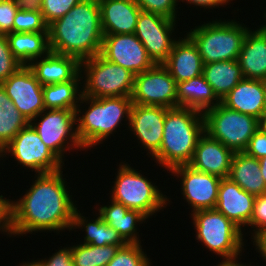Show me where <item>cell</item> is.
<instances>
[{
  "mask_svg": "<svg viewBox=\"0 0 266 266\" xmlns=\"http://www.w3.org/2000/svg\"><path fill=\"white\" fill-rule=\"evenodd\" d=\"M61 169L53 173L35 174V179L20 199L10 200L13 237L36 235V232H69L73 213L78 206L70 193L71 187ZM68 185V186H67Z\"/></svg>",
  "mask_w": 266,
  "mask_h": 266,
  "instance_id": "obj_1",
  "label": "cell"
},
{
  "mask_svg": "<svg viewBox=\"0 0 266 266\" xmlns=\"http://www.w3.org/2000/svg\"><path fill=\"white\" fill-rule=\"evenodd\" d=\"M50 51L80 62L100 54L103 42L98 0H81L48 26Z\"/></svg>",
  "mask_w": 266,
  "mask_h": 266,
  "instance_id": "obj_2",
  "label": "cell"
},
{
  "mask_svg": "<svg viewBox=\"0 0 266 266\" xmlns=\"http://www.w3.org/2000/svg\"><path fill=\"white\" fill-rule=\"evenodd\" d=\"M205 133L202 112L186 107L167 108L160 149L151 157L163 171L188 165L199 138Z\"/></svg>",
  "mask_w": 266,
  "mask_h": 266,
  "instance_id": "obj_3",
  "label": "cell"
},
{
  "mask_svg": "<svg viewBox=\"0 0 266 266\" xmlns=\"http://www.w3.org/2000/svg\"><path fill=\"white\" fill-rule=\"evenodd\" d=\"M132 104L131 97L92 98L82 95L75 112L77 136L84 149L88 151L104 144L122 125H127L128 130Z\"/></svg>",
  "mask_w": 266,
  "mask_h": 266,
  "instance_id": "obj_4",
  "label": "cell"
},
{
  "mask_svg": "<svg viewBox=\"0 0 266 266\" xmlns=\"http://www.w3.org/2000/svg\"><path fill=\"white\" fill-rule=\"evenodd\" d=\"M236 19L210 20L186 31L197 46L204 64L238 60L245 34L250 29Z\"/></svg>",
  "mask_w": 266,
  "mask_h": 266,
  "instance_id": "obj_5",
  "label": "cell"
},
{
  "mask_svg": "<svg viewBox=\"0 0 266 266\" xmlns=\"http://www.w3.org/2000/svg\"><path fill=\"white\" fill-rule=\"evenodd\" d=\"M125 162L121 160L117 168L116 178L112 182L114 185L111 186V193H108L109 199L123 204L128 209L139 210L148 218L171 205L169 196L161 192L152 179L142 175V170L136 171L138 169Z\"/></svg>",
  "mask_w": 266,
  "mask_h": 266,
  "instance_id": "obj_6",
  "label": "cell"
},
{
  "mask_svg": "<svg viewBox=\"0 0 266 266\" xmlns=\"http://www.w3.org/2000/svg\"><path fill=\"white\" fill-rule=\"evenodd\" d=\"M196 242L223 260L242 257L246 247L244 234L238 226L216 209L197 210L192 213Z\"/></svg>",
  "mask_w": 266,
  "mask_h": 266,
  "instance_id": "obj_7",
  "label": "cell"
},
{
  "mask_svg": "<svg viewBox=\"0 0 266 266\" xmlns=\"http://www.w3.org/2000/svg\"><path fill=\"white\" fill-rule=\"evenodd\" d=\"M80 74L83 96L92 98L132 96L135 74L108 61L101 54L81 61Z\"/></svg>",
  "mask_w": 266,
  "mask_h": 266,
  "instance_id": "obj_8",
  "label": "cell"
},
{
  "mask_svg": "<svg viewBox=\"0 0 266 266\" xmlns=\"http://www.w3.org/2000/svg\"><path fill=\"white\" fill-rule=\"evenodd\" d=\"M205 132L235 152H243L258 130V120L249 114L231 110L221 102L204 113Z\"/></svg>",
  "mask_w": 266,
  "mask_h": 266,
  "instance_id": "obj_9",
  "label": "cell"
},
{
  "mask_svg": "<svg viewBox=\"0 0 266 266\" xmlns=\"http://www.w3.org/2000/svg\"><path fill=\"white\" fill-rule=\"evenodd\" d=\"M30 124L63 162L67 151L70 154L72 150H85L77 136L75 110L45 109Z\"/></svg>",
  "mask_w": 266,
  "mask_h": 266,
  "instance_id": "obj_10",
  "label": "cell"
},
{
  "mask_svg": "<svg viewBox=\"0 0 266 266\" xmlns=\"http://www.w3.org/2000/svg\"><path fill=\"white\" fill-rule=\"evenodd\" d=\"M4 155L6 159L12 156L18 165L34 171L35 174L57 172L65 166L64 162L45 145L30 123L4 147Z\"/></svg>",
  "mask_w": 266,
  "mask_h": 266,
  "instance_id": "obj_11",
  "label": "cell"
},
{
  "mask_svg": "<svg viewBox=\"0 0 266 266\" xmlns=\"http://www.w3.org/2000/svg\"><path fill=\"white\" fill-rule=\"evenodd\" d=\"M177 22L159 14L140 12L134 34L141 41L154 64H163L172 51L174 43L180 38V36L174 37Z\"/></svg>",
  "mask_w": 266,
  "mask_h": 266,
  "instance_id": "obj_12",
  "label": "cell"
},
{
  "mask_svg": "<svg viewBox=\"0 0 266 266\" xmlns=\"http://www.w3.org/2000/svg\"><path fill=\"white\" fill-rule=\"evenodd\" d=\"M177 83L162 64L135 75L133 104L144 106L177 107Z\"/></svg>",
  "mask_w": 266,
  "mask_h": 266,
  "instance_id": "obj_13",
  "label": "cell"
},
{
  "mask_svg": "<svg viewBox=\"0 0 266 266\" xmlns=\"http://www.w3.org/2000/svg\"><path fill=\"white\" fill-rule=\"evenodd\" d=\"M170 175L179 178L183 199L191 209H215L218 200V188L222 178L195 170L189 165H180L172 168Z\"/></svg>",
  "mask_w": 266,
  "mask_h": 266,
  "instance_id": "obj_14",
  "label": "cell"
},
{
  "mask_svg": "<svg viewBox=\"0 0 266 266\" xmlns=\"http://www.w3.org/2000/svg\"><path fill=\"white\" fill-rule=\"evenodd\" d=\"M100 54L108 61L128 69L135 75L155 65L135 34L103 35Z\"/></svg>",
  "mask_w": 266,
  "mask_h": 266,
  "instance_id": "obj_15",
  "label": "cell"
},
{
  "mask_svg": "<svg viewBox=\"0 0 266 266\" xmlns=\"http://www.w3.org/2000/svg\"><path fill=\"white\" fill-rule=\"evenodd\" d=\"M1 85L19 112L29 121L45 110L43 86L28 66L23 65Z\"/></svg>",
  "mask_w": 266,
  "mask_h": 266,
  "instance_id": "obj_16",
  "label": "cell"
},
{
  "mask_svg": "<svg viewBox=\"0 0 266 266\" xmlns=\"http://www.w3.org/2000/svg\"><path fill=\"white\" fill-rule=\"evenodd\" d=\"M166 112L167 108L162 106L132 104L128 131L148 151L149 158L160 149Z\"/></svg>",
  "mask_w": 266,
  "mask_h": 266,
  "instance_id": "obj_17",
  "label": "cell"
},
{
  "mask_svg": "<svg viewBox=\"0 0 266 266\" xmlns=\"http://www.w3.org/2000/svg\"><path fill=\"white\" fill-rule=\"evenodd\" d=\"M255 197L230 178H222L215 209L243 231L252 217Z\"/></svg>",
  "mask_w": 266,
  "mask_h": 266,
  "instance_id": "obj_18",
  "label": "cell"
},
{
  "mask_svg": "<svg viewBox=\"0 0 266 266\" xmlns=\"http://www.w3.org/2000/svg\"><path fill=\"white\" fill-rule=\"evenodd\" d=\"M234 152L206 132L199 138L193 158L188 164L195 170L227 178Z\"/></svg>",
  "mask_w": 266,
  "mask_h": 266,
  "instance_id": "obj_19",
  "label": "cell"
},
{
  "mask_svg": "<svg viewBox=\"0 0 266 266\" xmlns=\"http://www.w3.org/2000/svg\"><path fill=\"white\" fill-rule=\"evenodd\" d=\"M103 35L134 34L142 11L134 0H98Z\"/></svg>",
  "mask_w": 266,
  "mask_h": 266,
  "instance_id": "obj_20",
  "label": "cell"
},
{
  "mask_svg": "<svg viewBox=\"0 0 266 266\" xmlns=\"http://www.w3.org/2000/svg\"><path fill=\"white\" fill-rule=\"evenodd\" d=\"M162 65L176 83L202 75L204 67L197 46L186 34L174 43L172 51Z\"/></svg>",
  "mask_w": 266,
  "mask_h": 266,
  "instance_id": "obj_21",
  "label": "cell"
},
{
  "mask_svg": "<svg viewBox=\"0 0 266 266\" xmlns=\"http://www.w3.org/2000/svg\"><path fill=\"white\" fill-rule=\"evenodd\" d=\"M81 62L72 56L49 51L33 60L28 67L42 86L73 80L80 73Z\"/></svg>",
  "mask_w": 266,
  "mask_h": 266,
  "instance_id": "obj_22",
  "label": "cell"
},
{
  "mask_svg": "<svg viewBox=\"0 0 266 266\" xmlns=\"http://www.w3.org/2000/svg\"><path fill=\"white\" fill-rule=\"evenodd\" d=\"M96 204V211L110 227H113L125 243H141L139 230L149 218L139 210L128 209L123 204L110 199L108 205ZM139 225V226H138Z\"/></svg>",
  "mask_w": 266,
  "mask_h": 266,
  "instance_id": "obj_23",
  "label": "cell"
},
{
  "mask_svg": "<svg viewBox=\"0 0 266 266\" xmlns=\"http://www.w3.org/2000/svg\"><path fill=\"white\" fill-rule=\"evenodd\" d=\"M238 63L244 78L266 80V35L259 26L245 34Z\"/></svg>",
  "mask_w": 266,
  "mask_h": 266,
  "instance_id": "obj_24",
  "label": "cell"
},
{
  "mask_svg": "<svg viewBox=\"0 0 266 266\" xmlns=\"http://www.w3.org/2000/svg\"><path fill=\"white\" fill-rule=\"evenodd\" d=\"M227 108L259 119L264 113V81L243 78L222 100Z\"/></svg>",
  "mask_w": 266,
  "mask_h": 266,
  "instance_id": "obj_25",
  "label": "cell"
},
{
  "mask_svg": "<svg viewBox=\"0 0 266 266\" xmlns=\"http://www.w3.org/2000/svg\"><path fill=\"white\" fill-rule=\"evenodd\" d=\"M228 178L254 196L266 194V184L261 176L259 159L244 151L234 153Z\"/></svg>",
  "mask_w": 266,
  "mask_h": 266,
  "instance_id": "obj_26",
  "label": "cell"
},
{
  "mask_svg": "<svg viewBox=\"0 0 266 266\" xmlns=\"http://www.w3.org/2000/svg\"><path fill=\"white\" fill-rule=\"evenodd\" d=\"M176 97L177 107L192 108L202 113L221 102L203 75L177 83Z\"/></svg>",
  "mask_w": 266,
  "mask_h": 266,
  "instance_id": "obj_27",
  "label": "cell"
},
{
  "mask_svg": "<svg viewBox=\"0 0 266 266\" xmlns=\"http://www.w3.org/2000/svg\"><path fill=\"white\" fill-rule=\"evenodd\" d=\"M94 212L97 214H95L96 218L93 217L94 219H90L89 216L85 217L83 213H80L78 207L73 213V223L70 232L74 229L75 232L76 229H83L82 231H85L84 239H81L80 243L94 246L125 245L126 243L119 236L118 232L104 222L97 211L92 213Z\"/></svg>",
  "mask_w": 266,
  "mask_h": 266,
  "instance_id": "obj_28",
  "label": "cell"
},
{
  "mask_svg": "<svg viewBox=\"0 0 266 266\" xmlns=\"http://www.w3.org/2000/svg\"><path fill=\"white\" fill-rule=\"evenodd\" d=\"M6 36L11 52L22 65L28 66L50 51L48 32H10Z\"/></svg>",
  "mask_w": 266,
  "mask_h": 266,
  "instance_id": "obj_29",
  "label": "cell"
},
{
  "mask_svg": "<svg viewBox=\"0 0 266 266\" xmlns=\"http://www.w3.org/2000/svg\"><path fill=\"white\" fill-rule=\"evenodd\" d=\"M202 75L220 101L244 78L238 60L204 64Z\"/></svg>",
  "mask_w": 266,
  "mask_h": 266,
  "instance_id": "obj_30",
  "label": "cell"
},
{
  "mask_svg": "<svg viewBox=\"0 0 266 266\" xmlns=\"http://www.w3.org/2000/svg\"><path fill=\"white\" fill-rule=\"evenodd\" d=\"M82 78L79 73L73 80L43 86L45 109L75 110L82 97Z\"/></svg>",
  "mask_w": 266,
  "mask_h": 266,
  "instance_id": "obj_31",
  "label": "cell"
},
{
  "mask_svg": "<svg viewBox=\"0 0 266 266\" xmlns=\"http://www.w3.org/2000/svg\"><path fill=\"white\" fill-rule=\"evenodd\" d=\"M30 121L22 115L0 84V144L5 147Z\"/></svg>",
  "mask_w": 266,
  "mask_h": 266,
  "instance_id": "obj_32",
  "label": "cell"
},
{
  "mask_svg": "<svg viewBox=\"0 0 266 266\" xmlns=\"http://www.w3.org/2000/svg\"><path fill=\"white\" fill-rule=\"evenodd\" d=\"M124 245L94 246L77 243L71 245L74 266H106Z\"/></svg>",
  "mask_w": 266,
  "mask_h": 266,
  "instance_id": "obj_33",
  "label": "cell"
},
{
  "mask_svg": "<svg viewBox=\"0 0 266 266\" xmlns=\"http://www.w3.org/2000/svg\"><path fill=\"white\" fill-rule=\"evenodd\" d=\"M142 243H126L106 266H151L149 255L144 252Z\"/></svg>",
  "mask_w": 266,
  "mask_h": 266,
  "instance_id": "obj_34",
  "label": "cell"
},
{
  "mask_svg": "<svg viewBox=\"0 0 266 266\" xmlns=\"http://www.w3.org/2000/svg\"><path fill=\"white\" fill-rule=\"evenodd\" d=\"M13 32H48V25L41 12L17 10Z\"/></svg>",
  "mask_w": 266,
  "mask_h": 266,
  "instance_id": "obj_35",
  "label": "cell"
},
{
  "mask_svg": "<svg viewBox=\"0 0 266 266\" xmlns=\"http://www.w3.org/2000/svg\"><path fill=\"white\" fill-rule=\"evenodd\" d=\"M22 66L11 52L6 34H0V84L16 73Z\"/></svg>",
  "mask_w": 266,
  "mask_h": 266,
  "instance_id": "obj_36",
  "label": "cell"
},
{
  "mask_svg": "<svg viewBox=\"0 0 266 266\" xmlns=\"http://www.w3.org/2000/svg\"><path fill=\"white\" fill-rule=\"evenodd\" d=\"M142 11L159 14L172 20H177L179 13L177 0H134Z\"/></svg>",
  "mask_w": 266,
  "mask_h": 266,
  "instance_id": "obj_37",
  "label": "cell"
},
{
  "mask_svg": "<svg viewBox=\"0 0 266 266\" xmlns=\"http://www.w3.org/2000/svg\"><path fill=\"white\" fill-rule=\"evenodd\" d=\"M81 0H43L41 13L49 26L55 20L67 14Z\"/></svg>",
  "mask_w": 266,
  "mask_h": 266,
  "instance_id": "obj_38",
  "label": "cell"
},
{
  "mask_svg": "<svg viewBox=\"0 0 266 266\" xmlns=\"http://www.w3.org/2000/svg\"><path fill=\"white\" fill-rule=\"evenodd\" d=\"M248 227L253 228L252 231H249L252 234L251 239L260 232L266 231V194L255 197L253 214Z\"/></svg>",
  "mask_w": 266,
  "mask_h": 266,
  "instance_id": "obj_39",
  "label": "cell"
},
{
  "mask_svg": "<svg viewBox=\"0 0 266 266\" xmlns=\"http://www.w3.org/2000/svg\"><path fill=\"white\" fill-rule=\"evenodd\" d=\"M18 9L16 0H0V34L13 32V21Z\"/></svg>",
  "mask_w": 266,
  "mask_h": 266,
  "instance_id": "obj_40",
  "label": "cell"
},
{
  "mask_svg": "<svg viewBox=\"0 0 266 266\" xmlns=\"http://www.w3.org/2000/svg\"><path fill=\"white\" fill-rule=\"evenodd\" d=\"M59 250H55V253H52L51 256L47 258H40L39 260H35L39 266H74L72 260V251L71 246L67 245L62 248L60 246Z\"/></svg>",
  "mask_w": 266,
  "mask_h": 266,
  "instance_id": "obj_41",
  "label": "cell"
},
{
  "mask_svg": "<svg viewBox=\"0 0 266 266\" xmlns=\"http://www.w3.org/2000/svg\"><path fill=\"white\" fill-rule=\"evenodd\" d=\"M244 152L256 159L266 156V134L259 128L250 138V141Z\"/></svg>",
  "mask_w": 266,
  "mask_h": 266,
  "instance_id": "obj_42",
  "label": "cell"
},
{
  "mask_svg": "<svg viewBox=\"0 0 266 266\" xmlns=\"http://www.w3.org/2000/svg\"><path fill=\"white\" fill-rule=\"evenodd\" d=\"M10 200L2 194L0 195V232L1 234L7 235V237L13 238L11 232Z\"/></svg>",
  "mask_w": 266,
  "mask_h": 266,
  "instance_id": "obj_43",
  "label": "cell"
},
{
  "mask_svg": "<svg viewBox=\"0 0 266 266\" xmlns=\"http://www.w3.org/2000/svg\"><path fill=\"white\" fill-rule=\"evenodd\" d=\"M178 1V5L179 3H187V5L189 4L192 7H199V8H204V11H206L205 9H215V8H220V7H226L227 5H229V2H232L233 0H177Z\"/></svg>",
  "mask_w": 266,
  "mask_h": 266,
  "instance_id": "obj_44",
  "label": "cell"
},
{
  "mask_svg": "<svg viewBox=\"0 0 266 266\" xmlns=\"http://www.w3.org/2000/svg\"><path fill=\"white\" fill-rule=\"evenodd\" d=\"M253 247H255L256 253H259L261 259L266 262V231L260 232L252 240Z\"/></svg>",
  "mask_w": 266,
  "mask_h": 266,
  "instance_id": "obj_45",
  "label": "cell"
},
{
  "mask_svg": "<svg viewBox=\"0 0 266 266\" xmlns=\"http://www.w3.org/2000/svg\"><path fill=\"white\" fill-rule=\"evenodd\" d=\"M43 0H16L20 10L41 12Z\"/></svg>",
  "mask_w": 266,
  "mask_h": 266,
  "instance_id": "obj_46",
  "label": "cell"
},
{
  "mask_svg": "<svg viewBox=\"0 0 266 266\" xmlns=\"http://www.w3.org/2000/svg\"><path fill=\"white\" fill-rule=\"evenodd\" d=\"M261 176L266 184V156L259 159Z\"/></svg>",
  "mask_w": 266,
  "mask_h": 266,
  "instance_id": "obj_47",
  "label": "cell"
},
{
  "mask_svg": "<svg viewBox=\"0 0 266 266\" xmlns=\"http://www.w3.org/2000/svg\"><path fill=\"white\" fill-rule=\"evenodd\" d=\"M214 266H237V258L229 259V260H222L221 262L218 261V263Z\"/></svg>",
  "mask_w": 266,
  "mask_h": 266,
  "instance_id": "obj_48",
  "label": "cell"
},
{
  "mask_svg": "<svg viewBox=\"0 0 266 266\" xmlns=\"http://www.w3.org/2000/svg\"><path fill=\"white\" fill-rule=\"evenodd\" d=\"M258 128L266 134V113H264L258 120Z\"/></svg>",
  "mask_w": 266,
  "mask_h": 266,
  "instance_id": "obj_49",
  "label": "cell"
},
{
  "mask_svg": "<svg viewBox=\"0 0 266 266\" xmlns=\"http://www.w3.org/2000/svg\"><path fill=\"white\" fill-rule=\"evenodd\" d=\"M31 260H32L31 262L30 261L21 262V263H19L18 266H39V264L35 260H33V259H31Z\"/></svg>",
  "mask_w": 266,
  "mask_h": 266,
  "instance_id": "obj_50",
  "label": "cell"
},
{
  "mask_svg": "<svg viewBox=\"0 0 266 266\" xmlns=\"http://www.w3.org/2000/svg\"><path fill=\"white\" fill-rule=\"evenodd\" d=\"M240 259H242L241 257H238L237 258V266H254V265H252V264H250V263H242L241 261H240ZM256 266H257V264H256ZM259 266V265H258Z\"/></svg>",
  "mask_w": 266,
  "mask_h": 266,
  "instance_id": "obj_51",
  "label": "cell"
},
{
  "mask_svg": "<svg viewBox=\"0 0 266 266\" xmlns=\"http://www.w3.org/2000/svg\"><path fill=\"white\" fill-rule=\"evenodd\" d=\"M4 158H5V155H4V147L0 144V160H3V161L6 160Z\"/></svg>",
  "mask_w": 266,
  "mask_h": 266,
  "instance_id": "obj_52",
  "label": "cell"
},
{
  "mask_svg": "<svg viewBox=\"0 0 266 266\" xmlns=\"http://www.w3.org/2000/svg\"><path fill=\"white\" fill-rule=\"evenodd\" d=\"M264 108L266 113V80H264Z\"/></svg>",
  "mask_w": 266,
  "mask_h": 266,
  "instance_id": "obj_53",
  "label": "cell"
},
{
  "mask_svg": "<svg viewBox=\"0 0 266 266\" xmlns=\"http://www.w3.org/2000/svg\"><path fill=\"white\" fill-rule=\"evenodd\" d=\"M260 27V29L265 33V35H266V22L264 23V25H263V23H262V25H259Z\"/></svg>",
  "mask_w": 266,
  "mask_h": 266,
  "instance_id": "obj_54",
  "label": "cell"
},
{
  "mask_svg": "<svg viewBox=\"0 0 266 266\" xmlns=\"http://www.w3.org/2000/svg\"><path fill=\"white\" fill-rule=\"evenodd\" d=\"M263 17L265 18V21H266V10H265V13H264Z\"/></svg>",
  "mask_w": 266,
  "mask_h": 266,
  "instance_id": "obj_55",
  "label": "cell"
}]
</instances>
